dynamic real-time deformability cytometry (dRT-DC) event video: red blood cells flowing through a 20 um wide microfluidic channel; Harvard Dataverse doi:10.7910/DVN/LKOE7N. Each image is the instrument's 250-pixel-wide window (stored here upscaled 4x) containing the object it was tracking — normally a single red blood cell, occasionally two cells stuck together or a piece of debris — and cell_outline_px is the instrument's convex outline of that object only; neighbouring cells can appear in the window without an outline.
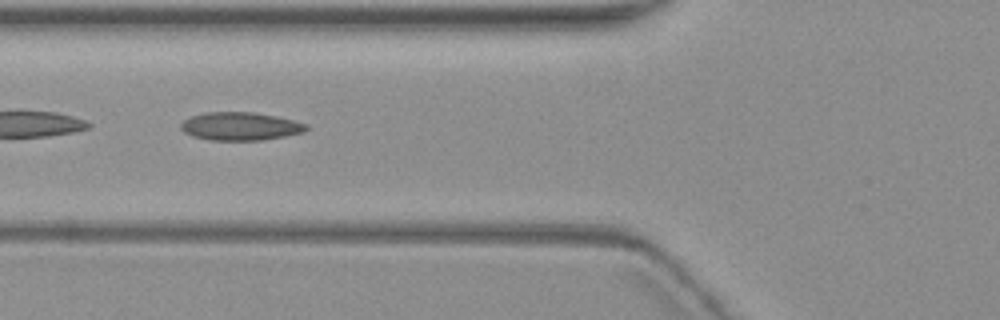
{"species": "common noctule bat (a hibernating species)", "species_latin": "Nyctalus noctula", "temperature_condition": "warm", "stored_images_in_passage": 9, "camera_frame_rate_fps": 3000, "um_per_image_px": 0.085, "animal": {"sex": "female", "body_mass_g": 19.3, "forearm_length_mm": 54.1}, "frame": {"image": 1, "passage_image": 6, "time_ms": 6.333, "image_size_px": [1000, 320], "cell_outline_px": [[308, 128], [304, 132], [284, 136], [260, 140], [208, 140], [192, 136], [184, 132], [180, 128], [180, 124], [184, 120], [192, 116], [208, 112], [252, 112], [276, 116], [308, 124]], "centroid_in_image_um": [20.41, 10.73], "position_along_channel_um": 105.4, "area_um2": 20.46}}
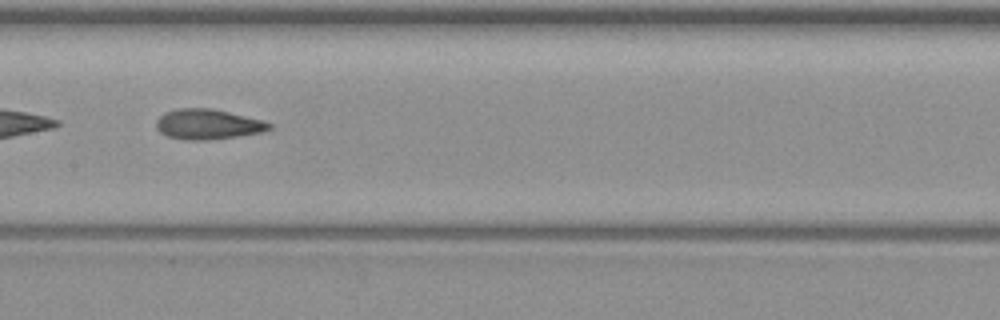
{"frame": {"image": 2, "passage_image": 8, "time_ms": 8.667, "image_size_px": [1000, 320], "cell_outline_px": [[272, 128], [264, 132], [240, 136], [208, 140], [184, 140], [168, 136], [160, 132], [156, 128], [156, 120], [164, 112], [180, 108], [212, 108], [260, 120], [272, 124]], "centroid_in_image_um": [17.65, 10.57], "position_along_channel_um": 189.8, "area_um2": 19.88}}
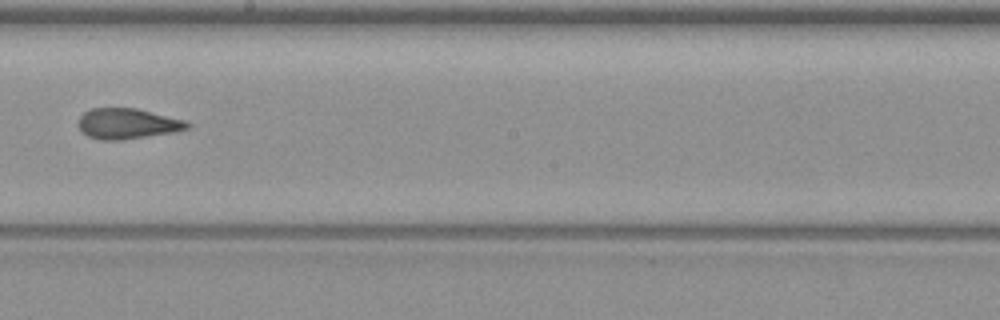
{"frame": {"image": 3, "passage_image": 9, "time_ms": 10.0, "image_size_px": [1000, 320], "cell_outline_px": [[192, 124], [188, 128], [172, 132], [120, 140], [100, 140], [88, 136], [76, 124], [80, 116], [84, 112], [92, 108], [136, 108], [184, 120]], "centroid_in_image_um": [10.79, 10.5], "position_along_channel_um": 237.4, "area_um2": 19.19}}